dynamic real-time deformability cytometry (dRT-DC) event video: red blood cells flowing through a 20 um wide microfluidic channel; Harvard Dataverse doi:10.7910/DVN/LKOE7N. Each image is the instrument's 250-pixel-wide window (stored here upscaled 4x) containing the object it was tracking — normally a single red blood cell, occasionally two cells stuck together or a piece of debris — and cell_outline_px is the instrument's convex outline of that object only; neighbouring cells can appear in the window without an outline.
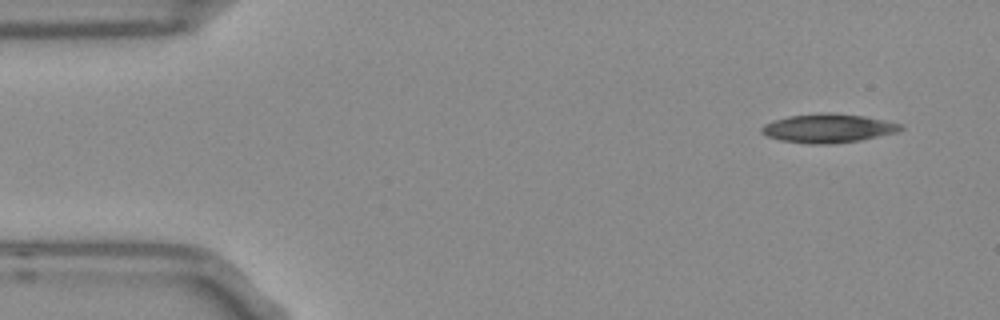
{"species": "Egyptian fruit bat (a non-hibernating species)", "species_latin": "Rousettus aegyptiacus", "temperature_condition": "room temperature", "stored_images_in_passage": 50, "camera_frame_rate_fps": 3000, "um_per_image_px": 0.085, "frame": {"image": 1, "passage_image": 1, "time_ms": 0.0, "image_size_px": [1000, 320], "cell_outline_px": [[904, 128], [900, 132], [860, 140], [828, 144], [808, 144], [780, 140], [768, 136], [760, 132], [760, 128], [764, 124], [772, 120], [788, 116], [820, 112], [832, 112], [864, 116], [884, 120], [900, 124]], "centroid_in_image_um": [70.37, 10.89], "position_along_channel_um": 14.6, "area_um2": 23.58}}
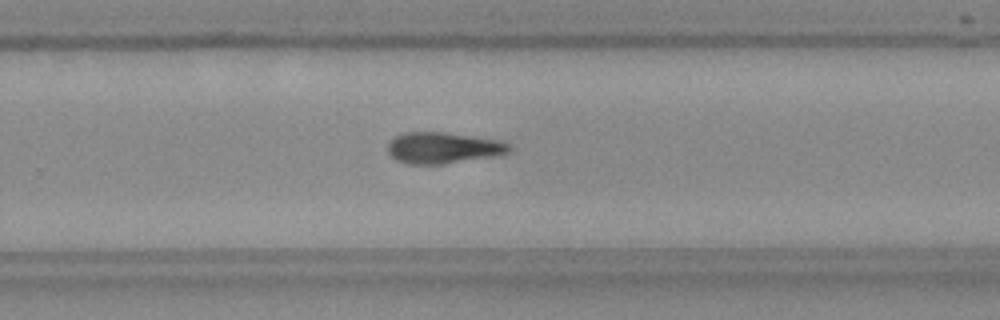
{"frame": {"image": 2, "passage_image": 31, "time_ms": 10.0, "image_size_px": [1000, 320], "cell_outline_px": [[512, 152], [492, 156], [440, 164], [408, 164], [396, 160], [388, 152], [388, 140], [404, 132], [444, 132], [496, 140], [508, 144], [512, 148]], "centroid_in_image_um": [37.61, 12.56], "position_along_channel_um": 292.2, "area_um2": 21.85}}
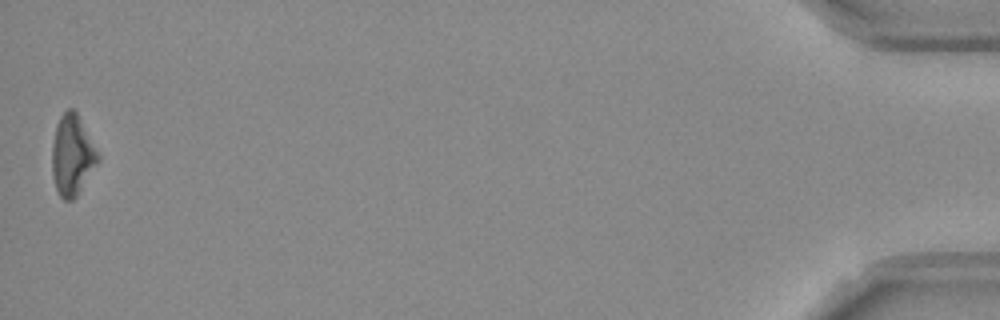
{"frame": {"image": 3, "passage_image": 50, "time_ms": 16.333, "image_size_px": [1000, 320], "cell_outline_px": [[100, 160], [76, 196], [72, 200], [64, 200], [60, 196], [56, 188], [52, 172], [52, 144], [56, 124], [60, 116], [68, 108], [72, 108], [76, 112], [100, 156]], "centroid_in_image_um": [6.13, 13.19], "position_along_channel_um": 429.1, "area_um2": 21.27}}